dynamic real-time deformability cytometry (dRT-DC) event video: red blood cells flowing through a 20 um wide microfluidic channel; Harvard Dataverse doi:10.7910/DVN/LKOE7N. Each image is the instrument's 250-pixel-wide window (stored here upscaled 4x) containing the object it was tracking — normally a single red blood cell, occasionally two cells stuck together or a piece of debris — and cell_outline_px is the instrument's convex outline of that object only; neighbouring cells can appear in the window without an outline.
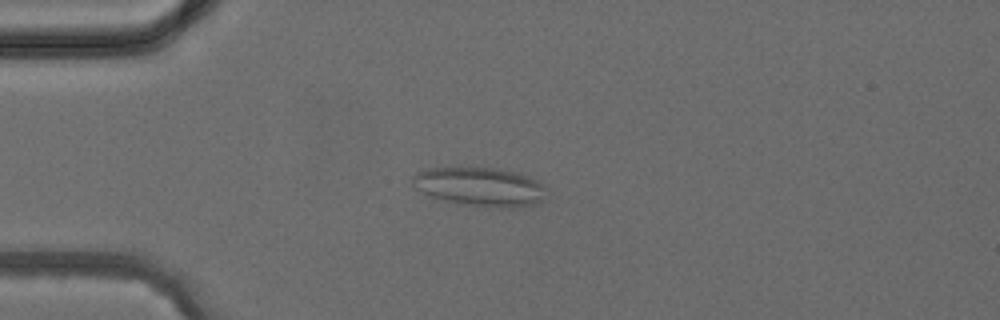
{"species": "common noctule bat (a hibernating species)", "species_latin": "Nyctalus noctula", "temperature_condition": "cold", "stored_images_in_passage": 3, "camera_frame_rate_fps": 3000, "um_per_image_px": 0.085, "animal": {"sex": "female", "body_mass_g": 24.6, "forearm_length_mm": 56.2}, "frame": {"image": 1, "passage_image": 3, "time_ms": 2.333, "image_size_px": [1000, 320], "cell_outline_px": [[544, 188], [540, 200], [536, 204], [512, 208], [504, 208], [456, 204], [432, 196], [416, 188], [412, 184], [412, 176], [416, 172], [428, 168], [496, 168], [528, 176], [544, 184]], "centroid_in_image_um": [40.76, 15.88], "position_along_channel_um": 44.2, "area_um2": 30.0}}